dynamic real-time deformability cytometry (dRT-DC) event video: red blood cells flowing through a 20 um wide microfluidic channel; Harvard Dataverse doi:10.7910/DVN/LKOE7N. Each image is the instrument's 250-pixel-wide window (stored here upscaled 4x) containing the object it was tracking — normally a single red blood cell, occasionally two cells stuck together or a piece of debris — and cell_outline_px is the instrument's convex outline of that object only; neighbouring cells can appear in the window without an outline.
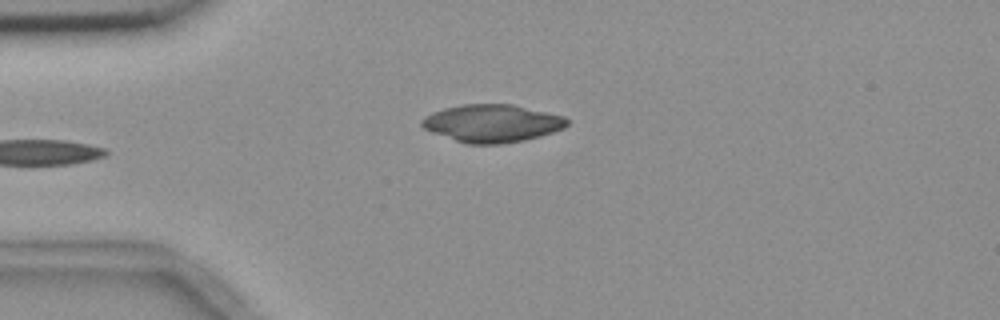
{"species": "common noctule bat (a hibernating species)", "species_latin": "Nyctalus noctula", "temperature_condition": "room temperature", "stored_images_in_passage": 5, "camera_frame_rate_fps": 3000, "um_per_image_px": 0.085, "animal": {"sex": "female", "body_mass_g": 18.4}, "frame": {"image": 1, "passage_image": 5, "time_ms": 4.667, "image_size_px": [1000, 320], "cell_outline_px": [[568, 124], [564, 128], [540, 136], [524, 140], [500, 144], [468, 144], [432, 132], [424, 128], [420, 124], [420, 120], [424, 116], [432, 112], [444, 108], [460, 104], [512, 104], [564, 116], [568, 120]], "centroid_in_image_um": [41.81, 10.47], "position_along_channel_um": 43.2, "area_um2": 31.85}}